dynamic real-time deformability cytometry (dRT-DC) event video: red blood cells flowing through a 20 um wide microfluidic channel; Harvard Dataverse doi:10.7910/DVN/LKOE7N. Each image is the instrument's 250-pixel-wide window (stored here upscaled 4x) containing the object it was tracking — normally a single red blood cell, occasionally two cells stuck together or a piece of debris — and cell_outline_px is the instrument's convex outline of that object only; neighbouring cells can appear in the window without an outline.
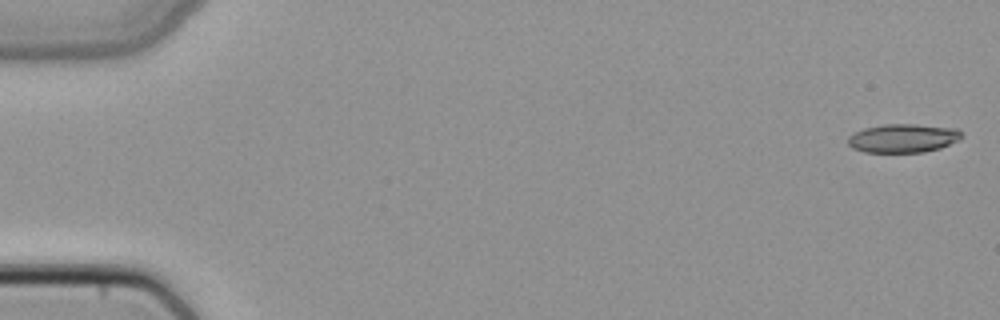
{"species": "common noctule bat (a hibernating species)", "species_latin": "Nyctalus noctula", "temperature_condition": "cold", "stored_images_in_passage": 49, "camera_frame_rate_fps": 3000, "um_per_image_px": 0.085, "animal": {"sex": "female", "body_mass_g": 22.7, "forearm_length_mm": 54.2}, "frame": {"image": 1, "passage_image": 1, "time_ms": 0.0, "image_size_px": [1000, 320], "cell_outline_px": [[964, 136], [960, 140], [940, 148], [924, 152], [864, 152], [852, 148], [848, 144], [848, 136], [852, 132], [864, 128], [884, 124], [916, 124], [956, 128]], "centroid_in_image_um": [76.75, 11.74], "position_along_channel_um": 8.2, "area_um2": 19.19}}
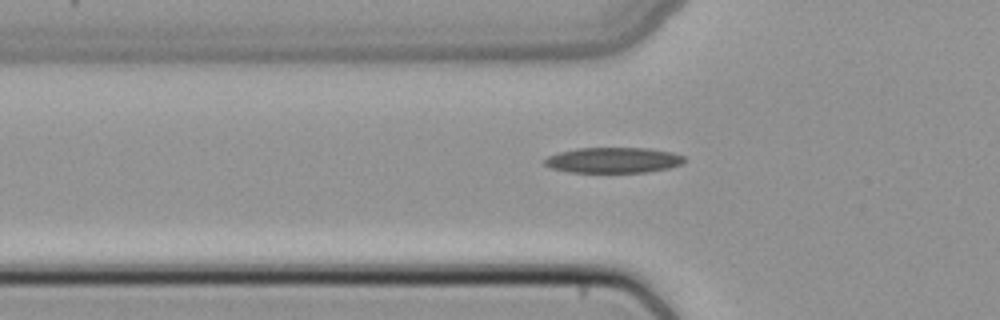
{"frame": {"image": 2, "passage_image": 17, "time_ms": 5.333, "image_size_px": [1000, 320], "cell_outline_px": [[684, 164], [668, 168], [648, 172], [568, 172], [552, 168], [544, 164], [544, 160], [548, 156], [560, 152], [576, 148], [648, 148], [672, 152], [684, 156]], "centroid_in_image_um": [52.15, 13.61], "position_along_channel_um": 73.6, "area_um2": 20.81}}
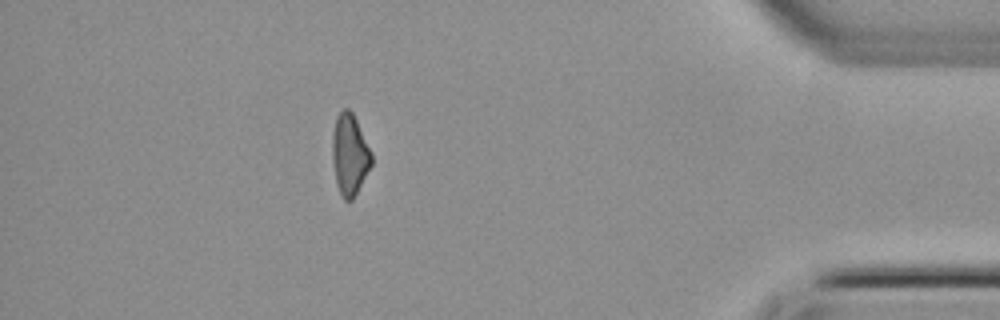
{"frame": {"image": 3, "passage_image": 44, "time_ms": 14.333, "image_size_px": [1000, 320], "cell_outline_px": [[372, 164], [352, 200], [344, 200], [336, 184], [332, 160], [332, 132], [336, 116], [344, 108], [348, 108], [352, 112], [372, 152]], "centroid_in_image_um": [29.71, 13.12], "position_along_channel_um": 405.5, "area_um2": 18.5}}